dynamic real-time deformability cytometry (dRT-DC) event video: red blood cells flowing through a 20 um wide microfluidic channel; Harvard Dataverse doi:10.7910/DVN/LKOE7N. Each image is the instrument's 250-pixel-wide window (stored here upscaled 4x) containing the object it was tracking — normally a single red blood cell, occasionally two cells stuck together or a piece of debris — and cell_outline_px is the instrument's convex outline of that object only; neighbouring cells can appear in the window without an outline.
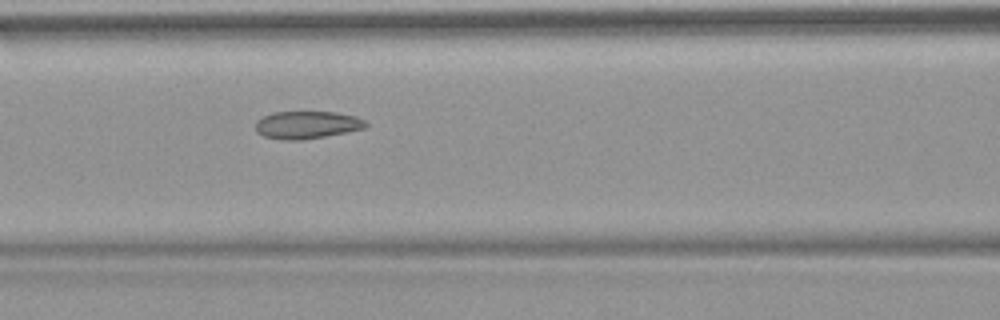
{"species": "common noctule bat (a hibernating species)", "species_latin": "Nyctalus noctula", "temperature_condition": "warm", "stored_images_in_passage": 53, "camera_frame_rate_fps": 3000, "um_per_image_px": 0.085, "animal": {"sex": "female", "body_mass_g": 18.4}, "frame": {"image": 1, "passage_image": 23, "time_ms": 7.333, "image_size_px": [1000, 320], "cell_outline_px": [[368, 124], [364, 128], [324, 136], [300, 140], [284, 140], [264, 136], [256, 132], [256, 120], [272, 112], [336, 112], [356, 116], [364, 120]], "centroid_in_image_um": [26.06, 10.6], "position_along_channel_um": 140.5, "area_um2": 17.57}, "authors_computed_cell_mechanics": {"area_um2": 19.4786, "velocity_mm_per_s": 3.8319, "shape_relaxation_time_tau1_ms": null, "shape_relaxation_time_tau2_ms": 3.0674, "deformation_change_tau1": null, "deformation_change_tau2": 0.0857}}